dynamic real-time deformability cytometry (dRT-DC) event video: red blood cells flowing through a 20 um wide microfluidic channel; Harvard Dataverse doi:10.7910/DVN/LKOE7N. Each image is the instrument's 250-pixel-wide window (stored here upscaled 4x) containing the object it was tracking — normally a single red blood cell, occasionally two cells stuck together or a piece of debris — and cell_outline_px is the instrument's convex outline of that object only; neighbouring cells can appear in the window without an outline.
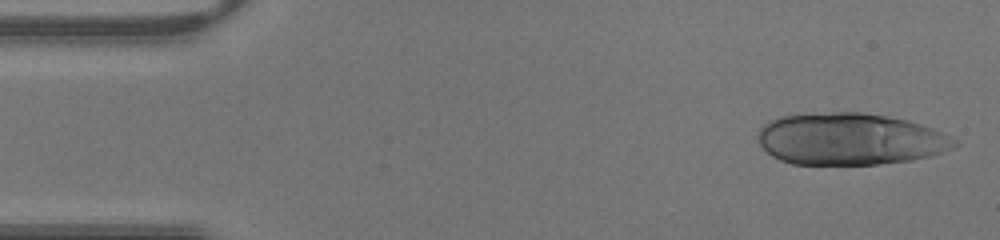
{"species": "human", "species_latin": "Homo sapiens", "temperature_condition": "warm", "stored_images_in_passage": 40, "camera_frame_rate_fps": 3000, "um_per_image_px": 0.085, "donor": {"sex": "male"}, "frame": {"image": 1, "passage_image": 1, "time_ms": 0.0, "image_size_px": [1000, 240], "cell_outline_px": [[960, 144], [952, 148], [928, 156], [912, 160], [880, 164], [792, 164], [780, 160], [772, 156], [760, 144], [756, 136], [756, 132], [768, 120], [780, 116], [832, 112], [860, 112], [888, 116], [908, 120], [932, 128], [960, 140]], "centroid_in_image_um": [72.24, 11.81], "position_along_channel_um": 12.8, "area_um2": 59.65}}
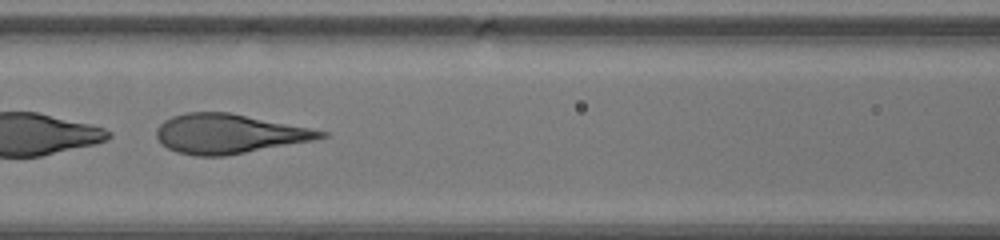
{"frame": {"image": 2, "passage_image": 17, "time_ms": 5.333, "image_size_px": [1000, 240], "cell_outline_px": [[328, 136], [312, 140], [224, 156], [196, 156], [176, 152], [168, 148], [156, 136], [156, 128], [164, 120], [172, 116], [188, 112], [232, 112], [328, 132]], "centroid_in_image_um": [19.42, 11.36], "position_along_channel_um": 147.2, "area_um2": 37.45}}
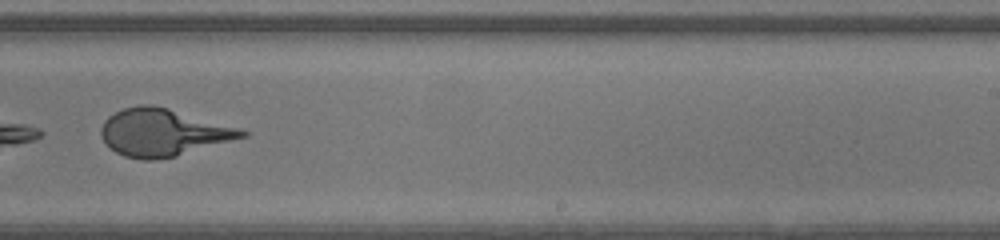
{"frame": {"image": 3, "passage_image": 25, "time_ms": 8.0, "image_size_px": [1000, 240], "cell_outline_px": [[248, 136], [176, 156], [156, 160], [144, 160], [124, 156], [116, 152], [100, 136], [100, 128], [104, 120], [108, 116], [124, 108], [140, 104], [152, 104], [168, 108], [236, 128], [248, 132]], "centroid_in_image_um": [13.8, 11.26], "position_along_channel_um": 275.2, "area_um2": 38.32}}